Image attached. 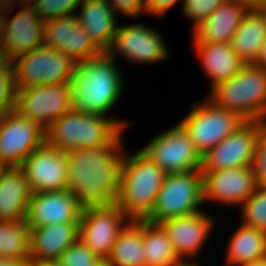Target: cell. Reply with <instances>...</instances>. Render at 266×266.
<instances>
[{"instance_id":"cell-1","label":"cell","mask_w":266,"mask_h":266,"mask_svg":"<svg viewBox=\"0 0 266 266\" xmlns=\"http://www.w3.org/2000/svg\"><path fill=\"white\" fill-rule=\"evenodd\" d=\"M122 148L120 143L66 151L67 190L83 206L116 202L124 156L119 152Z\"/></svg>"},{"instance_id":"cell-2","label":"cell","mask_w":266,"mask_h":266,"mask_svg":"<svg viewBox=\"0 0 266 266\" xmlns=\"http://www.w3.org/2000/svg\"><path fill=\"white\" fill-rule=\"evenodd\" d=\"M115 62L107 52H103L75 64L70 82L74 110L107 116L124 89L123 76Z\"/></svg>"},{"instance_id":"cell-3","label":"cell","mask_w":266,"mask_h":266,"mask_svg":"<svg viewBox=\"0 0 266 266\" xmlns=\"http://www.w3.org/2000/svg\"><path fill=\"white\" fill-rule=\"evenodd\" d=\"M166 173L142 150L123 156L115 204L130 220H145L153 210Z\"/></svg>"},{"instance_id":"cell-4","label":"cell","mask_w":266,"mask_h":266,"mask_svg":"<svg viewBox=\"0 0 266 266\" xmlns=\"http://www.w3.org/2000/svg\"><path fill=\"white\" fill-rule=\"evenodd\" d=\"M125 123L72 109L45 130L46 141L63 151L120 144Z\"/></svg>"},{"instance_id":"cell-5","label":"cell","mask_w":266,"mask_h":266,"mask_svg":"<svg viewBox=\"0 0 266 266\" xmlns=\"http://www.w3.org/2000/svg\"><path fill=\"white\" fill-rule=\"evenodd\" d=\"M209 99L222 109L237 113L245 121L266 118V69L246 64L237 75L210 89Z\"/></svg>"},{"instance_id":"cell-6","label":"cell","mask_w":266,"mask_h":266,"mask_svg":"<svg viewBox=\"0 0 266 266\" xmlns=\"http://www.w3.org/2000/svg\"><path fill=\"white\" fill-rule=\"evenodd\" d=\"M203 203L201 171L166 174L153 210L145 220L159 224L172 217L196 213Z\"/></svg>"},{"instance_id":"cell-7","label":"cell","mask_w":266,"mask_h":266,"mask_svg":"<svg viewBox=\"0 0 266 266\" xmlns=\"http://www.w3.org/2000/svg\"><path fill=\"white\" fill-rule=\"evenodd\" d=\"M12 62L16 89L71 82L76 64L69 56L44 44Z\"/></svg>"},{"instance_id":"cell-8","label":"cell","mask_w":266,"mask_h":266,"mask_svg":"<svg viewBox=\"0 0 266 266\" xmlns=\"http://www.w3.org/2000/svg\"><path fill=\"white\" fill-rule=\"evenodd\" d=\"M244 122L245 120L237 113L222 109L208 98L197 103L188 116L179 123L187 131L196 149L203 155Z\"/></svg>"},{"instance_id":"cell-9","label":"cell","mask_w":266,"mask_h":266,"mask_svg":"<svg viewBox=\"0 0 266 266\" xmlns=\"http://www.w3.org/2000/svg\"><path fill=\"white\" fill-rule=\"evenodd\" d=\"M72 109L70 82L16 89L15 110L44 130Z\"/></svg>"},{"instance_id":"cell-10","label":"cell","mask_w":266,"mask_h":266,"mask_svg":"<svg viewBox=\"0 0 266 266\" xmlns=\"http://www.w3.org/2000/svg\"><path fill=\"white\" fill-rule=\"evenodd\" d=\"M141 150L166 174L201 170L202 155L180 123L156 135Z\"/></svg>"},{"instance_id":"cell-11","label":"cell","mask_w":266,"mask_h":266,"mask_svg":"<svg viewBox=\"0 0 266 266\" xmlns=\"http://www.w3.org/2000/svg\"><path fill=\"white\" fill-rule=\"evenodd\" d=\"M127 219L115 203L83 206L79 239L99 258H108Z\"/></svg>"},{"instance_id":"cell-12","label":"cell","mask_w":266,"mask_h":266,"mask_svg":"<svg viewBox=\"0 0 266 266\" xmlns=\"http://www.w3.org/2000/svg\"><path fill=\"white\" fill-rule=\"evenodd\" d=\"M265 121H245L202 155L201 172L252 166L255 146Z\"/></svg>"},{"instance_id":"cell-13","label":"cell","mask_w":266,"mask_h":266,"mask_svg":"<svg viewBox=\"0 0 266 266\" xmlns=\"http://www.w3.org/2000/svg\"><path fill=\"white\" fill-rule=\"evenodd\" d=\"M46 140L45 130L15 109L0 116V161L20 166Z\"/></svg>"},{"instance_id":"cell-14","label":"cell","mask_w":266,"mask_h":266,"mask_svg":"<svg viewBox=\"0 0 266 266\" xmlns=\"http://www.w3.org/2000/svg\"><path fill=\"white\" fill-rule=\"evenodd\" d=\"M34 192L67 190L68 165L66 151L46 140L19 166Z\"/></svg>"},{"instance_id":"cell-15","label":"cell","mask_w":266,"mask_h":266,"mask_svg":"<svg viewBox=\"0 0 266 266\" xmlns=\"http://www.w3.org/2000/svg\"><path fill=\"white\" fill-rule=\"evenodd\" d=\"M116 51L124 58L139 63L164 61L169 58L161 35L141 24L118 26L107 53L115 59Z\"/></svg>"},{"instance_id":"cell-16","label":"cell","mask_w":266,"mask_h":266,"mask_svg":"<svg viewBox=\"0 0 266 266\" xmlns=\"http://www.w3.org/2000/svg\"><path fill=\"white\" fill-rule=\"evenodd\" d=\"M82 208L68 190L34 192L28 204L26 222L30 228L79 222Z\"/></svg>"},{"instance_id":"cell-17","label":"cell","mask_w":266,"mask_h":266,"mask_svg":"<svg viewBox=\"0 0 266 266\" xmlns=\"http://www.w3.org/2000/svg\"><path fill=\"white\" fill-rule=\"evenodd\" d=\"M203 201L208 198L223 203L242 204L257 184L251 166L202 172Z\"/></svg>"},{"instance_id":"cell-18","label":"cell","mask_w":266,"mask_h":266,"mask_svg":"<svg viewBox=\"0 0 266 266\" xmlns=\"http://www.w3.org/2000/svg\"><path fill=\"white\" fill-rule=\"evenodd\" d=\"M45 22L37 15L33 6L23 5L12 19H6L1 49L8 60L31 52L43 45Z\"/></svg>"},{"instance_id":"cell-19","label":"cell","mask_w":266,"mask_h":266,"mask_svg":"<svg viewBox=\"0 0 266 266\" xmlns=\"http://www.w3.org/2000/svg\"><path fill=\"white\" fill-rule=\"evenodd\" d=\"M159 224L183 261L185 256L192 258L201 249L213 226V220L200 210L193 214L166 219Z\"/></svg>"},{"instance_id":"cell-20","label":"cell","mask_w":266,"mask_h":266,"mask_svg":"<svg viewBox=\"0 0 266 266\" xmlns=\"http://www.w3.org/2000/svg\"><path fill=\"white\" fill-rule=\"evenodd\" d=\"M79 238V222L30 228L29 262L59 259Z\"/></svg>"},{"instance_id":"cell-21","label":"cell","mask_w":266,"mask_h":266,"mask_svg":"<svg viewBox=\"0 0 266 266\" xmlns=\"http://www.w3.org/2000/svg\"><path fill=\"white\" fill-rule=\"evenodd\" d=\"M247 8L233 0H225L209 17L194 26V43L230 42Z\"/></svg>"},{"instance_id":"cell-22","label":"cell","mask_w":266,"mask_h":266,"mask_svg":"<svg viewBox=\"0 0 266 266\" xmlns=\"http://www.w3.org/2000/svg\"><path fill=\"white\" fill-rule=\"evenodd\" d=\"M32 190L19 166L7 167L0 176V221L26 219Z\"/></svg>"},{"instance_id":"cell-23","label":"cell","mask_w":266,"mask_h":266,"mask_svg":"<svg viewBox=\"0 0 266 266\" xmlns=\"http://www.w3.org/2000/svg\"><path fill=\"white\" fill-rule=\"evenodd\" d=\"M80 6V15H77L79 24L92 41L107 52L118 28L116 12L106 0H82Z\"/></svg>"},{"instance_id":"cell-24","label":"cell","mask_w":266,"mask_h":266,"mask_svg":"<svg viewBox=\"0 0 266 266\" xmlns=\"http://www.w3.org/2000/svg\"><path fill=\"white\" fill-rule=\"evenodd\" d=\"M265 40L266 12L263 9H248L230 41L233 51L245 64H254Z\"/></svg>"},{"instance_id":"cell-25","label":"cell","mask_w":266,"mask_h":266,"mask_svg":"<svg viewBox=\"0 0 266 266\" xmlns=\"http://www.w3.org/2000/svg\"><path fill=\"white\" fill-rule=\"evenodd\" d=\"M205 73L212 78V89L218 83L235 76L246 65L233 51L230 42L194 43Z\"/></svg>"},{"instance_id":"cell-26","label":"cell","mask_w":266,"mask_h":266,"mask_svg":"<svg viewBox=\"0 0 266 266\" xmlns=\"http://www.w3.org/2000/svg\"><path fill=\"white\" fill-rule=\"evenodd\" d=\"M228 264L241 265L266 258V232L242 224L228 245Z\"/></svg>"},{"instance_id":"cell-27","label":"cell","mask_w":266,"mask_h":266,"mask_svg":"<svg viewBox=\"0 0 266 266\" xmlns=\"http://www.w3.org/2000/svg\"><path fill=\"white\" fill-rule=\"evenodd\" d=\"M128 223L119 232L108 259L113 266H146L142 220H129Z\"/></svg>"},{"instance_id":"cell-28","label":"cell","mask_w":266,"mask_h":266,"mask_svg":"<svg viewBox=\"0 0 266 266\" xmlns=\"http://www.w3.org/2000/svg\"><path fill=\"white\" fill-rule=\"evenodd\" d=\"M146 266H174L182 262L160 224L142 220Z\"/></svg>"},{"instance_id":"cell-29","label":"cell","mask_w":266,"mask_h":266,"mask_svg":"<svg viewBox=\"0 0 266 266\" xmlns=\"http://www.w3.org/2000/svg\"><path fill=\"white\" fill-rule=\"evenodd\" d=\"M30 226L26 219L0 221V259L29 261Z\"/></svg>"},{"instance_id":"cell-30","label":"cell","mask_w":266,"mask_h":266,"mask_svg":"<svg viewBox=\"0 0 266 266\" xmlns=\"http://www.w3.org/2000/svg\"><path fill=\"white\" fill-rule=\"evenodd\" d=\"M76 14L63 16L45 22L43 44L70 57V38Z\"/></svg>"},{"instance_id":"cell-31","label":"cell","mask_w":266,"mask_h":266,"mask_svg":"<svg viewBox=\"0 0 266 266\" xmlns=\"http://www.w3.org/2000/svg\"><path fill=\"white\" fill-rule=\"evenodd\" d=\"M242 207L243 224L266 232V187L257 186Z\"/></svg>"},{"instance_id":"cell-32","label":"cell","mask_w":266,"mask_h":266,"mask_svg":"<svg viewBox=\"0 0 266 266\" xmlns=\"http://www.w3.org/2000/svg\"><path fill=\"white\" fill-rule=\"evenodd\" d=\"M102 53L103 51L92 41L77 21L71 30L70 58L75 63H79L100 56Z\"/></svg>"},{"instance_id":"cell-33","label":"cell","mask_w":266,"mask_h":266,"mask_svg":"<svg viewBox=\"0 0 266 266\" xmlns=\"http://www.w3.org/2000/svg\"><path fill=\"white\" fill-rule=\"evenodd\" d=\"M16 108L14 64L6 59L0 65V116Z\"/></svg>"},{"instance_id":"cell-34","label":"cell","mask_w":266,"mask_h":266,"mask_svg":"<svg viewBox=\"0 0 266 266\" xmlns=\"http://www.w3.org/2000/svg\"><path fill=\"white\" fill-rule=\"evenodd\" d=\"M82 0H38L33 4L37 15L44 21L73 15Z\"/></svg>"},{"instance_id":"cell-35","label":"cell","mask_w":266,"mask_h":266,"mask_svg":"<svg viewBox=\"0 0 266 266\" xmlns=\"http://www.w3.org/2000/svg\"><path fill=\"white\" fill-rule=\"evenodd\" d=\"M58 260L62 266H95L100 258L78 238Z\"/></svg>"},{"instance_id":"cell-36","label":"cell","mask_w":266,"mask_h":266,"mask_svg":"<svg viewBox=\"0 0 266 266\" xmlns=\"http://www.w3.org/2000/svg\"><path fill=\"white\" fill-rule=\"evenodd\" d=\"M225 0H184L183 14L192 20L197 26L205 20L211 13Z\"/></svg>"},{"instance_id":"cell-37","label":"cell","mask_w":266,"mask_h":266,"mask_svg":"<svg viewBox=\"0 0 266 266\" xmlns=\"http://www.w3.org/2000/svg\"><path fill=\"white\" fill-rule=\"evenodd\" d=\"M251 167L257 186L266 187V127L257 138Z\"/></svg>"},{"instance_id":"cell-38","label":"cell","mask_w":266,"mask_h":266,"mask_svg":"<svg viewBox=\"0 0 266 266\" xmlns=\"http://www.w3.org/2000/svg\"><path fill=\"white\" fill-rule=\"evenodd\" d=\"M113 7V10L120 11L124 15L137 17L146 10L145 0H106Z\"/></svg>"},{"instance_id":"cell-39","label":"cell","mask_w":266,"mask_h":266,"mask_svg":"<svg viewBox=\"0 0 266 266\" xmlns=\"http://www.w3.org/2000/svg\"><path fill=\"white\" fill-rule=\"evenodd\" d=\"M178 0H145V12L153 15L165 14Z\"/></svg>"},{"instance_id":"cell-40","label":"cell","mask_w":266,"mask_h":266,"mask_svg":"<svg viewBox=\"0 0 266 266\" xmlns=\"http://www.w3.org/2000/svg\"><path fill=\"white\" fill-rule=\"evenodd\" d=\"M244 5L247 9H263L266 5V0H233Z\"/></svg>"},{"instance_id":"cell-41","label":"cell","mask_w":266,"mask_h":266,"mask_svg":"<svg viewBox=\"0 0 266 266\" xmlns=\"http://www.w3.org/2000/svg\"><path fill=\"white\" fill-rule=\"evenodd\" d=\"M255 65L266 69V40L264 41L263 45L261 46L260 54L256 59Z\"/></svg>"},{"instance_id":"cell-42","label":"cell","mask_w":266,"mask_h":266,"mask_svg":"<svg viewBox=\"0 0 266 266\" xmlns=\"http://www.w3.org/2000/svg\"><path fill=\"white\" fill-rule=\"evenodd\" d=\"M0 266H30L29 261L0 259Z\"/></svg>"},{"instance_id":"cell-43","label":"cell","mask_w":266,"mask_h":266,"mask_svg":"<svg viewBox=\"0 0 266 266\" xmlns=\"http://www.w3.org/2000/svg\"><path fill=\"white\" fill-rule=\"evenodd\" d=\"M30 266H62L58 259L41 260L38 262H30Z\"/></svg>"},{"instance_id":"cell-44","label":"cell","mask_w":266,"mask_h":266,"mask_svg":"<svg viewBox=\"0 0 266 266\" xmlns=\"http://www.w3.org/2000/svg\"><path fill=\"white\" fill-rule=\"evenodd\" d=\"M9 11H6L4 9L0 8V44L3 38V34H4V30H5V23H6V19L5 15H8Z\"/></svg>"},{"instance_id":"cell-45","label":"cell","mask_w":266,"mask_h":266,"mask_svg":"<svg viewBox=\"0 0 266 266\" xmlns=\"http://www.w3.org/2000/svg\"><path fill=\"white\" fill-rule=\"evenodd\" d=\"M14 0H0V8L11 12L14 7ZM12 7V8H11Z\"/></svg>"},{"instance_id":"cell-46","label":"cell","mask_w":266,"mask_h":266,"mask_svg":"<svg viewBox=\"0 0 266 266\" xmlns=\"http://www.w3.org/2000/svg\"><path fill=\"white\" fill-rule=\"evenodd\" d=\"M239 266H266V258L249 263H244Z\"/></svg>"},{"instance_id":"cell-47","label":"cell","mask_w":266,"mask_h":266,"mask_svg":"<svg viewBox=\"0 0 266 266\" xmlns=\"http://www.w3.org/2000/svg\"><path fill=\"white\" fill-rule=\"evenodd\" d=\"M95 266H113L108 258H100Z\"/></svg>"},{"instance_id":"cell-48","label":"cell","mask_w":266,"mask_h":266,"mask_svg":"<svg viewBox=\"0 0 266 266\" xmlns=\"http://www.w3.org/2000/svg\"><path fill=\"white\" fill-rule=\"evenodd\" d=\"M37 1L38 0H20L21 5L25 4V6H32V2H34L33 4H35ZM14 3H16V0H14Z\"/></svg>"},{"instance_id":"cell-49","label":"cell","mask_w":266,"mask_h":266,"mask_svg":"<svg viewBox=\"0 0 266 266\" xmlns=\"http://www.w3.org/2000/svg\"><path fill=\"white\" fill-rule=\"evenodd\" d=\"M185 260H183L182 262H180L179 264H177V265H174V266H198L196 263L194 264V263H192V264H190L189 262H184Z\"/></svg>"},{"instance_id":"cell-50","label":"cell","mask_w":266,"mask_h":266,"mask_svg":"<svg viewBox=\"0 0 266 266\" xmlns=\"http://www.w3.org/2000/svg\"><path fill=\"white\" fill-rule=\"evenodd\" d=\"M6 60L5 56H4V53L1 49V46H0V65Z\"/></svg>"},{"instance_id":"cell-51","label":"cell","mask_w":266,"mask_h":266,"mask_svg":"<svg viewBox=\"0 0 266 266\" xmlns=\"http://www.w3.org/2000/svg\"><path fill=\"white\" fill-rule=\"evenodd\" d=\"M6 168L7 166L2 161H0V176Z\"/></svg>"}]
</instances>
